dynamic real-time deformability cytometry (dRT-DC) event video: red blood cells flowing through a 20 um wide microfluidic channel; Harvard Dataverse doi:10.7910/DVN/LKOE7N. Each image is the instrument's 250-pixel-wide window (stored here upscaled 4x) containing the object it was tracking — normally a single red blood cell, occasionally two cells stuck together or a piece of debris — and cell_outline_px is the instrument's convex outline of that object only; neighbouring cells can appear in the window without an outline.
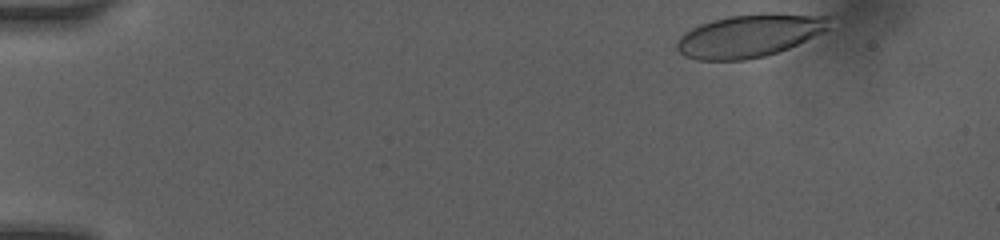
{"species": "human", "species_latin": "Homo sapiens", "temperature_condition": "room temperature", "stored_images_in_passage": 44, "camera_frame_rate_fps": 3000, "um_per_image_px": 0.085, "donor": {"sex": "female"}, "frame": {"image": 1, "passage_image": 1, "time_ms": 0.0, "image_size_px": [1000, 240], "cell_outline_px": [[832, 16], [828, 28], [788, 48], [764, 56], [744, 60], [696, 60], [684, 56], [676, 48], [676, 40], [684, 32], [700, 24], [712, 20], [728, 16], [764, 12]], "centroid_in_image_um": [63.65, 3.02], "position_along_channel_um": 21.3, "area_um2": 38.03}}
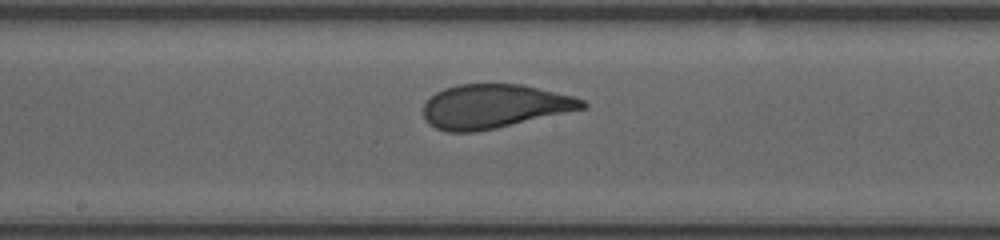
{"frame": {"image": 2, "passage_image": 25, "time_ms": 7.333, "image_size_px": [1000, 240], "cell_outline_px": [[588, 104], [584, 108], [496, 128], [472, 132], [448, 132], [436, 128], [428, 124], [424, 116], [424, 104], [436, 92], [444, 88], [456, 84], [520, 84], [572, 96], [584, 100]], "centroid_in_image_um": [41.96, 9.03], "position_along_channel_um": 206.2, "area_um2": 40.29}}
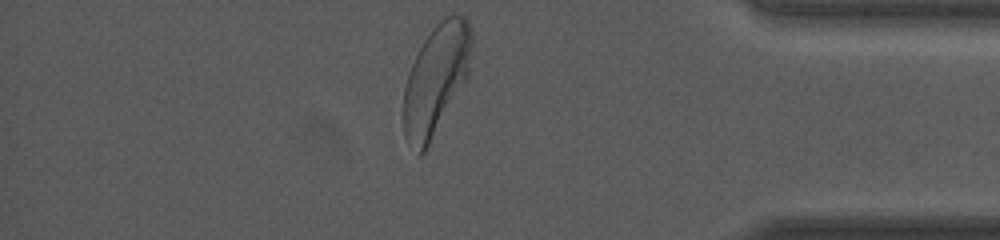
{"frame": {"image": 3, "passage_image": 44, "time_ms": 12.667, "image_size_px": [1000, 240], "cell_outline_px": [[472, 48], [468, 76], [428, 148], [420, 156], [416, 156], [408, 144], [404, 136], [404, 88], [408, 72], [424, 40], [432, 28], [444, 16], [452, 12], [464, 16], [468, 20], [472, 28]], "centroid_in_image_um": [37.07, 6.76], "position_along_channel_um": 398.1, "area_um2": 44.27}, "authors_computed_cell_mechanics": {"area_um2": 41.038, "velocity_mm_per_s": 4.0806, "shape_relaxation_time_tau1_ms": 4.4777, "shape_relaxation_time_tau2_ms": null, "deformation_change_tau1": 0.1823, "deformation_change_tau2": null}}